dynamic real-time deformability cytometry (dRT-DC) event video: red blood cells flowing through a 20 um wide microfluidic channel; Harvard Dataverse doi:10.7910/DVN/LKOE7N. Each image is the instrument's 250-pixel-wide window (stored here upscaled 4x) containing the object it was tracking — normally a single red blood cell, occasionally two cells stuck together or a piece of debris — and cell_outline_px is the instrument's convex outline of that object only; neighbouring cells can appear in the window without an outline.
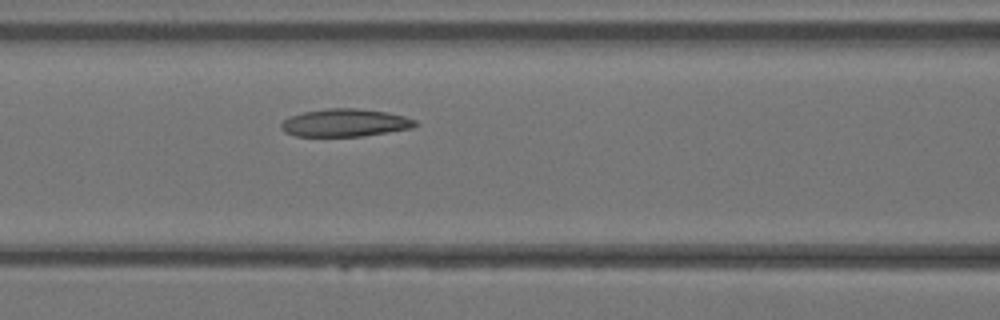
{"species": "Egyptian fruit bat (a non-hibernating species)", "species_latin": "Rousettus aegyptiacus", "temperature_condition": "warm", "stored_images_in_passage": 21, "camera_frame_rate_fps": 3000, "um_per_image_px": 0.085, "animal": {"sex": "female"}, "frame": {"image": 1, "passage_image": 6, "time_ms": 1.667, "image_size_px": [1000, 320], "cell_outline_px": [[420, 124], [412, 128], [364, 136], [296, 136], [284, 132], [280, 128], [280, 124], [288, 116], [304, 112], [328, 108], [356, 108], [388, 112], [404, 116], [416, 120]], "centroid_in_image_um": [29.33, 10.43], "position_along_channel_um": 137.3, "area_um2": 21.85}}
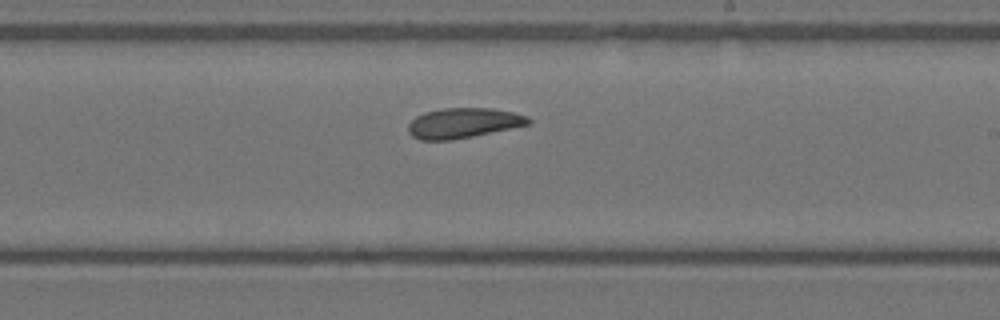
{"frame": {"image": 2, "passage_image": 12, "time_ms": 3.667, "image_size_px": [1000, 320], "cell_outline_px": [[532, 124], [452, 140], [420, 140], [412, 136], [408, 132], [408, 124], [416, 116], [424, 112], [444, 108], [492, 108], [512, 112], [528, 116], [532, 120]], "centroid_in_image_um": [39.39, 10.45], "position_along_channel_um": 249.6, "area_um2": 21.15}}
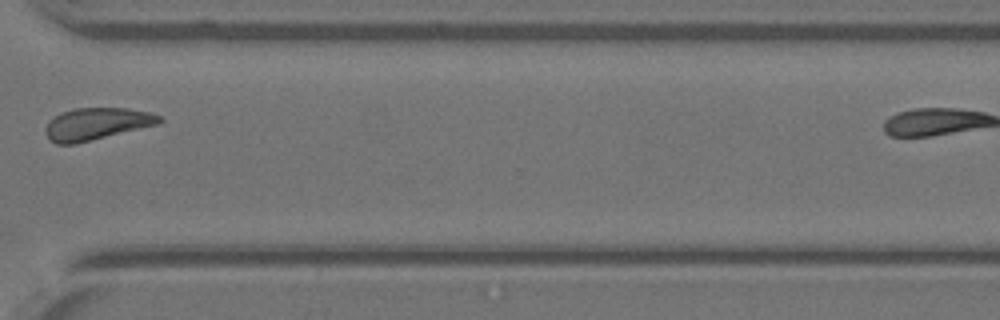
{"frame": {"image": 3, "passage_image": 18, "time_ms": 5.667, "image_size_px": [1000, 320], "cell_outline_px": [[164, 120], [160, 124], [76, 144], [56, 144], [48, 140], [48, 120], [60, 112], [76, 108], [128, 108], [148, 112], [164, 116]], "centroid_in_image_um": [8.27, 10.53], "position_along_channel_um": 362.3, "area_um2": 21.44}}